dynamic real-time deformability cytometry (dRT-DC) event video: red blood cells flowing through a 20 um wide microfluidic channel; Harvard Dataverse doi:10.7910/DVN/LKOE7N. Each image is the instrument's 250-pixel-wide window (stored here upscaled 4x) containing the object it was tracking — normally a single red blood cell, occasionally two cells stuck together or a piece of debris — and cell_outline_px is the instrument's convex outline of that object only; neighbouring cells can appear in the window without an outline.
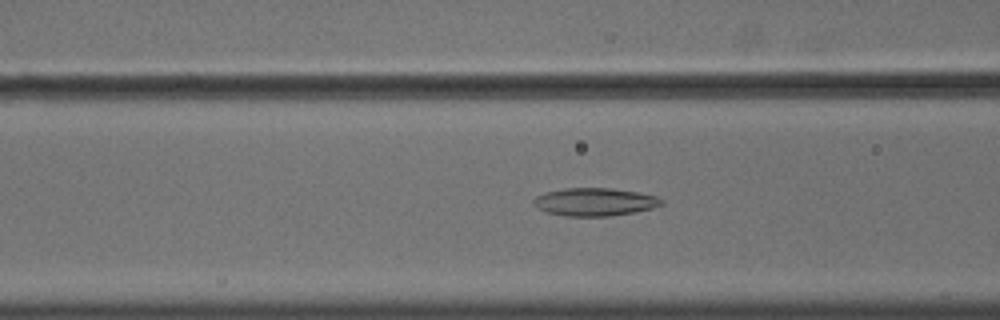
{"species": "common noctule bat (a hibernating species)", "species_latin": "Nyctalus noctula", "temperature_condition": "cold", "stored_images_in_passage": 50, "camera_frame_rate_fps": 3000, "um_per_image_px": 0.085, "animal": {"sex": "male", "body_mass_g": 18.8}, "frame": {"image": 1, "passage_image": 17, "time_ms": 5.333, "image_size_px": [1000, 320], "cell_outline_px": [[664, 204], [652, 208], [636, 212], [608, 216], [568, 216], [548, 212], [536, 208], [532, 204], [532, 200], [536, 196], [544, 192], [564, 188], [612, 188], [636, 192], [656, 196], [664, 200]], "centroid_in_image_um": [50.54, 17.16], "position_along_channel_um": 116.1, "area_um2": 20.92}}
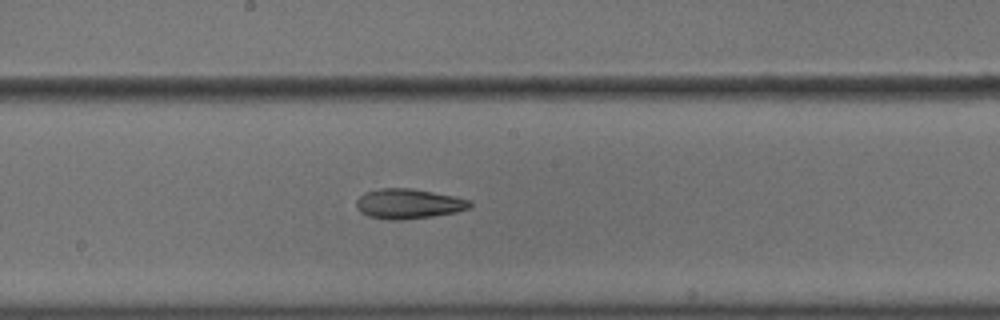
{"frame": {"image": 2, "passage_image": 25, "time_ms": 8.0, "image_size_px": [1000, 320], "cell_outline_px": [[472, 208], [456, 212], [432, 216], [400, 220], [388, 220], [368, 216], [360, 212], [356, 208], [356, 200], [364, 192], [376, 188], [412, 188], [472, 200]], "centroid_in_image_um": [34.7, 17.32], "position_along_channel_um": 213.5, "area_um2": 20.0}}
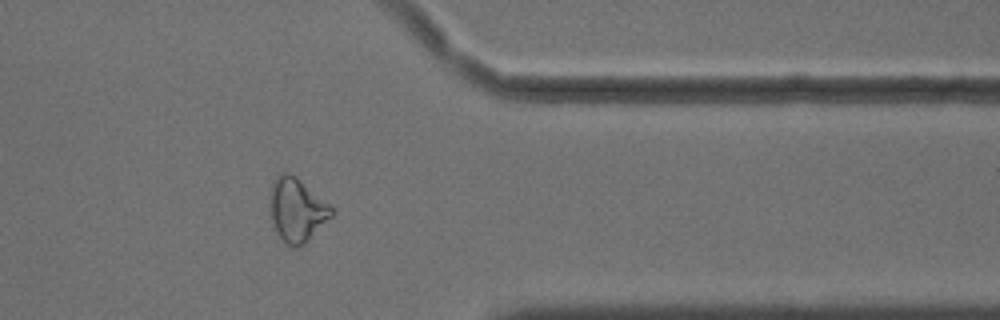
{"frame": {"image": 3, "passage_image": 40, "time_ms": 13.0, "image_size_px": [1000, 320], "cell_outline_px": [[332, 216], [304, 244], [292, 248], [280, 236], [272, 220], [272, 184], [276, 176], [280, 172], [288, 172], [296, 176], [328, 204], [332, 208]], "centroid_in_image_um": [25.25, 17.82], "position_along_channel_um": 386.2, "area_um2": 21.91}, "authors_computed_cell_mechanics": {"area_um2": 21.5016, "velocity_mm_per_s": 3.6328, "shape_relaxation_time_tau1_ms": null, "shape_relaxation_time_tau2_ms": 5.4468, "deformation_change_tau1": null, "deformation_change_tau2": 0.1439}}